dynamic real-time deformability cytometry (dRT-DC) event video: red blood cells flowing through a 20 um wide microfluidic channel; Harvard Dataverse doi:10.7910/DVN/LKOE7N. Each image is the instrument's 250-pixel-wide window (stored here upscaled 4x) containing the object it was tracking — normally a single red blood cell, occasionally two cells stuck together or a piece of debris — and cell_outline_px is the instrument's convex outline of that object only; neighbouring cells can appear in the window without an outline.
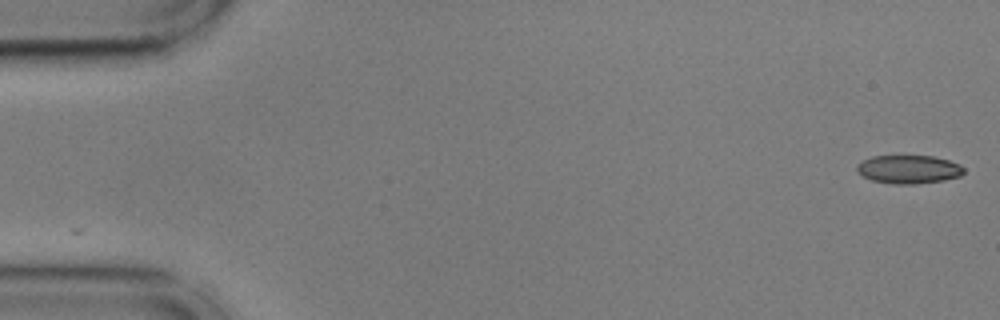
{"species": "common noctule bat (a hibernating species)", "species_latin": "Nyctalus noctula", "temperature_condition": "cold", "stored_images_in_passage": 6, "camera_frame_rate_fps": 3000, "um_per_image_px": 0.085, "animal": {"sex": "male", "body_mass_g": 17.9, "forearm_length_mm": 54.2}, "frame": {"image": 1, "passage_image": 1, "time_ms": 0.0, "image_size_px": [1000, 320], "cell_outline_px": [[964, 172], [960, 176], [944, 180], [916, 184], [892, 184], [872, 180], [856, 172], [856, 164], [872, 156], [932, 156], [948, 160], [960, 164], [964, 168]], "centroid_in_image_um": [77.23, 14.4], "position_along_channel_um": 7.8, "area_um2": 17.74}}